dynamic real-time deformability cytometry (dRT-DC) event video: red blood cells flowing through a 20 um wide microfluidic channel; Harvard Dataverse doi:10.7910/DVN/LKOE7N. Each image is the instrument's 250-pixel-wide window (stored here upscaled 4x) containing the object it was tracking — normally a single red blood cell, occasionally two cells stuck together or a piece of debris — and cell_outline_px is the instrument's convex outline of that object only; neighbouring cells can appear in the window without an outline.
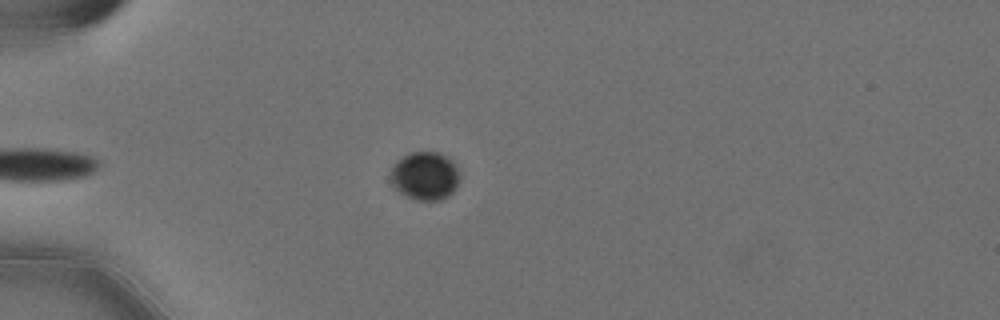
{"species": "Egyptian fruit bat (a non-hibernating species)", "species_latin": "Rousettus aegyptiacus", "temperature_condition": "cold", "stored_images_in_passage": 39, "camera_frame_rate_fps": 3000, "um_per_image_px": 0.085, "animal": {"sex": "female"}, "frame": {"image": 1, "passage_image": 2, "time_ms": 0.333, "image_size_px": [1000, 320], "cell_outline_px": [[460, 180], [456, 188], [448, 196], [440, 200], [420, 200], [408, 196], [400, 192], [392, 184], [388, 176], [396, 160], [412, 152], [440, 152], [448, 156], [456, 164], [460, 176]], "centroid_in_image_um": [36.15, 14.93], "position_along_channel_um": 48.9, "area_um2": 19.65}}
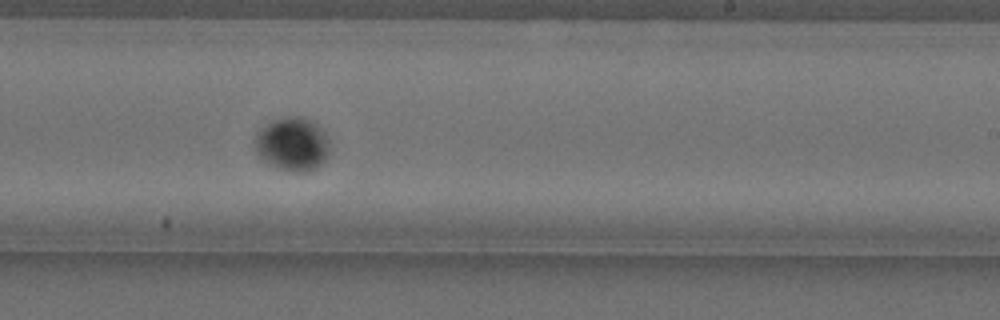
{"frame": {"image": 2, "passage_image": 22, "time_ms": 7.0, "image_size_px": [1000, 320], "cell_outline_px": [[328, 156], [316, 168], [308, 172], [292, 172], [276, 168], [264, 160], [256, 152], [256, 132], [264, 124], [280, 116], [304, 116], [312, 120], [324, 132], [328, 140]], "centroid_in_image_um": [24.84, 12.23], "position_along_channel_um": 264.2, "area_um2": 23.58}}
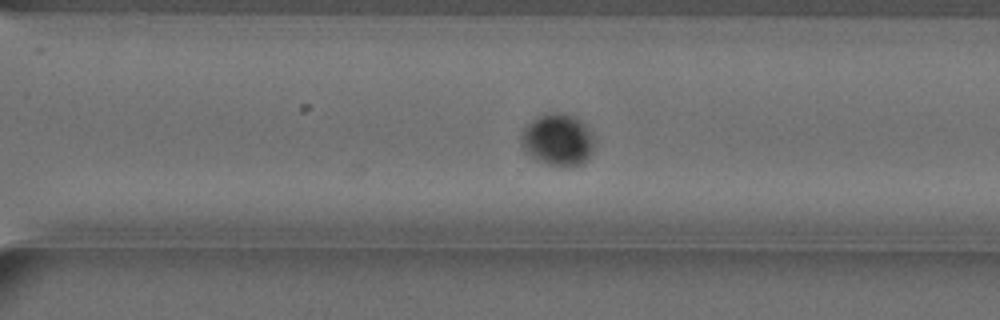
{"frame": {"image": 3, "passage_image": 27, "time_ms": 8.667, "image_size_px": [1000, 320], "cell_outline_px": [[592, 152], [588, 160], [584, 164], [572, 168], [560, 168], [548, 164], [524, 152], [520, 144], [524, 128], [532, 120], [548, 112], [564, 112], [576, 116], [584, 124], [592, 136]], "centroid_in_image_um": [47.42, 11.91], "position_along_channel_um": 323.2, "area_um2": 22.43}}